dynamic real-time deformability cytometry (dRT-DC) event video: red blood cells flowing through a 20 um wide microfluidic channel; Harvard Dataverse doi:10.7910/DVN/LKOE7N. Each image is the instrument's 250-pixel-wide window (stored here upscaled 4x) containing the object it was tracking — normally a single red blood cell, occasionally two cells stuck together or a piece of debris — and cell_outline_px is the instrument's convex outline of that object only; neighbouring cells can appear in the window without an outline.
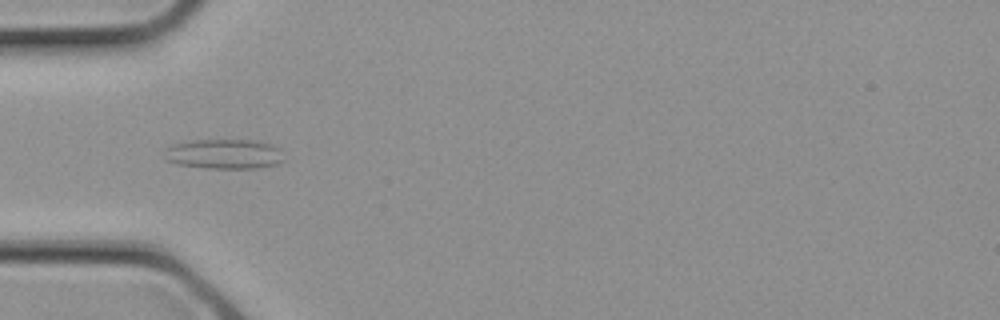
{"species": "common noctule bat (a hibernating species)", "species_latin": "Nyctalus noctula", "temperature_condition": "cold", "stored_images_in_passage": 19, "camera_frame_rate_fps": 3000, "um_per_image_px": 0.085, "animal": {"sex": "female", "body_mass_g": 21.9}, "frame": {"image": 1, "passage_image": 9, "time_ms": 2.667, "image_size_px": [1000, 320], "cell_outline_px": [[284, 160], [276, 164], [256, 168], [204, 168], [176, 164], [164, 160], [164, 148], [172, 144], [192, 140], [260, 140], [272, 144], [280, 148]], "centroid_in_image_um": [19.02, 13.08], "position_along_channel_um": 66.0, "area_um2": 21.15}}
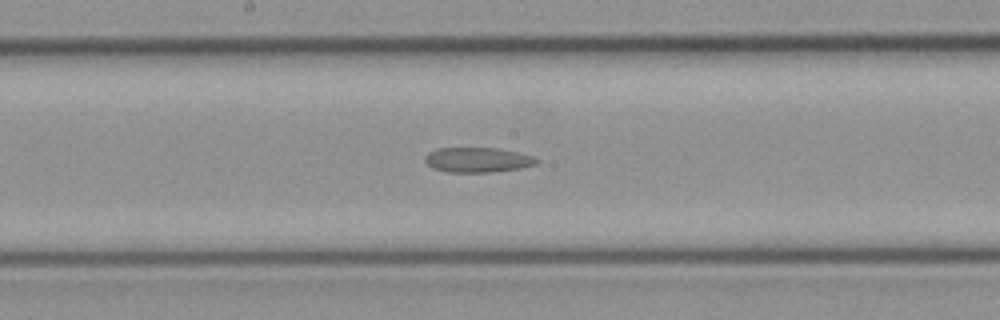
{"frame": {"image": 2, "passage_image": 15, "time_ms": 4.667, "image_size_px": [1000, 320], "cell_outline_px": [[540, 160], [536, 164], [520, 168], [488, 172], [448, 172], [432, 168], [424, 160], [424, 156], [428, 152], [436, 148], [496, 148], [536, 156]], "centroid_in_image_um": [40.59, 13.58], "position_along_channel_um": 207.6, "area_um2": 16.24}}
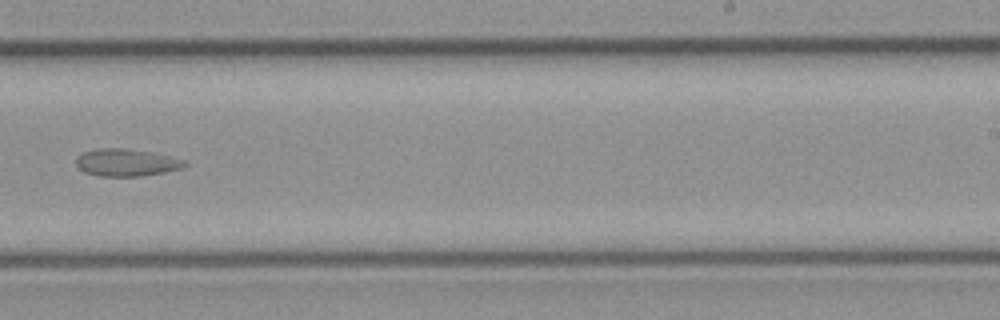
{"frame": {"image": 3, "passage_image": 18, "time_ms": 5.667, "image_size_px": [1000, 320], "cell_outline_px": [[188, 164], [184, 168], [164, 172], [140, 176], [100, 176], [84, 172], [76, 164], [76, 156], [84, 152], [96, 148], [124, 148], [152, 152], [172, 156], [188, 160]], "centroid_in_image_um": [10.79, 13.8], "position_along_channel_um": 278.2, "area_um2": 17.51}}